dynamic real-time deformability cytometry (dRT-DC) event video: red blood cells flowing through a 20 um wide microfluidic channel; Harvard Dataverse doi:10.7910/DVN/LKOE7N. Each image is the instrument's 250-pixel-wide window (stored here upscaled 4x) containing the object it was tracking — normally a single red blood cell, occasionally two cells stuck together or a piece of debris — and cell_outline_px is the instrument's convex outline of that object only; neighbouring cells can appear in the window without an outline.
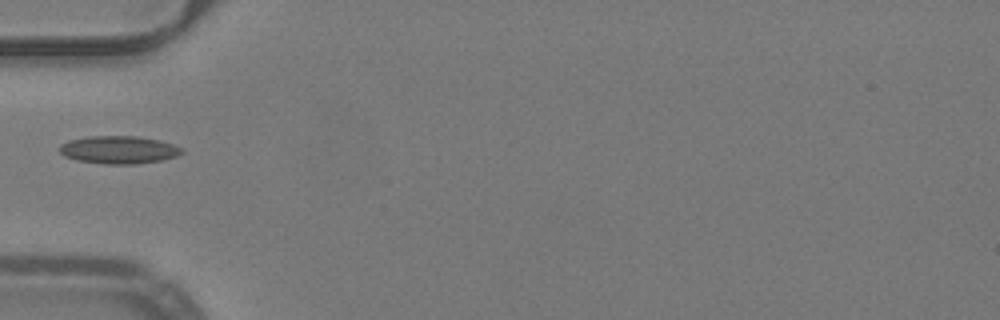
{"species": "common noctule bat (a hibernating species)", "species_latin": "Nyctalus noctula", "temperature_condition": "warm", "stored_images_in_passage": 30, "camera_frame_rate_fps": 3000, "um_per_image_px": 0.085, "animal": {"sex": "male", "body_mass_g": 19.2, "forearm_length_mm": 51.8}, "frame": {"image": 1, "passage_image": 1, "time_ms": 0.0, "image_size_px": [1000, 320], "cell_outline_px": [[184, 152], [176, 156], [160, 160], [136, 164], [104, 164], [76, 160], [64, 156], [60, 152], [60, 144], [68, 140], [88, 136], [136, 136], [160, 140], [172, 144], [180, 148]], "centroid_in_image_um": [10.06, 12.73], "position_along_channel_um": 74.9, "area_um2": 19.77}}